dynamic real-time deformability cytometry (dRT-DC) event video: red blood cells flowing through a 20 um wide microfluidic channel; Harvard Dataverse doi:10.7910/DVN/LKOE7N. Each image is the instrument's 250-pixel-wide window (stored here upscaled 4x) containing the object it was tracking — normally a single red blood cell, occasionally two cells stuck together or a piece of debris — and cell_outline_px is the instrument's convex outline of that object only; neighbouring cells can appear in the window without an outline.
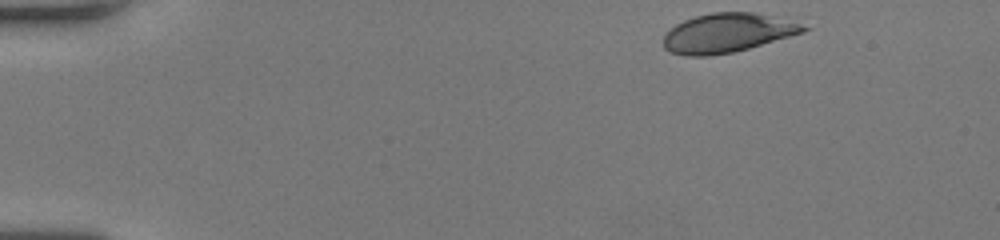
{"species": "human", "species_latin": "Homo sapiens", "temperature_condition": "room temperature", "stored_images_in_passage": 46, "camera_frame_rate_fps": 3000, "um_per_image_px": 0.085, "donor": {"sex": "female"}, "frame": {"image": 1, "passage_image": 1, "time_ms": 0.0, "image_size_px": [1000, 240], "cell_outline_px": [[812, 28], [804, 32], [748, 48], [732, 52], [708, 56], [684, 56], [668, 52], [664, 48], [664, 36], [676, 24], [684, 20], [696, 16], [712, 12], [756, 12], [800, 24]], "centroid_in_image_um": [61.79, 2.81], "position_along_channel_um": 23.2, "area_um2": 31.62}}
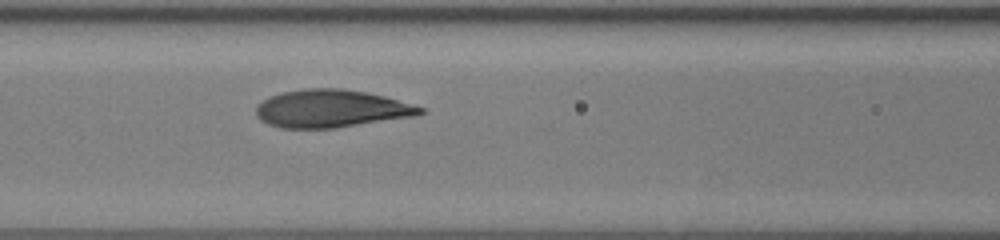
{"frame": {"image": 2, "passage_image": 18, "time_ms": 5.667, "image_size_px": [1000, 240], "cell_outline_px": [[428, 112], [416, 116], [336, 128], [280, 128], [268, 124], [260, 120], [256, 116], [256, 108], [268, 96], [284, 92], [304, 88], [344, 88], [368, 92], [384, 96], [412, 104], [424, 108]], "centroid_in_image_um": [28.18, 9.23], "position_along_channel_um": 138.4, "area_um2": 36.36}}
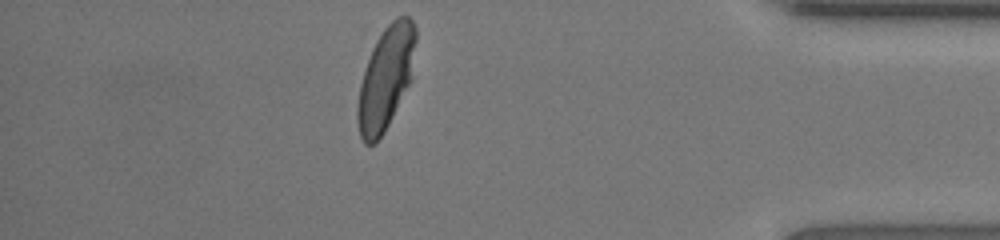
{"frame": {"image": 3, "passage_image": 40, "time_ms": 13.0, "image_size_px": [1000, 240], "cell_outline_px": [[416, 40], [408, 84], [384, 132], [376, 144], [364, 144], [360, 136], [356, 120], [356, 108], [360, 84], [364, 68], [372, 48], [376, 40], [384, 28], [396, 16], [408, 16], [412, 20], [416, 28]], "centroid_in_image_um": [32.74, 6.64], "position_along_channel_um": 402.5, "area_um2": 34.45}, "authors_computed_cell_mechanics": {"area_um2": 35.3158, "velocity_mm_per_s": 4.0714, "shape_relaxation_time_tau1_ms": 3.1379, "shape_relaxation_time_tau2_ms": null, "deformation_change_tau1": 0.1699, "deformation_change_tau2": null}}